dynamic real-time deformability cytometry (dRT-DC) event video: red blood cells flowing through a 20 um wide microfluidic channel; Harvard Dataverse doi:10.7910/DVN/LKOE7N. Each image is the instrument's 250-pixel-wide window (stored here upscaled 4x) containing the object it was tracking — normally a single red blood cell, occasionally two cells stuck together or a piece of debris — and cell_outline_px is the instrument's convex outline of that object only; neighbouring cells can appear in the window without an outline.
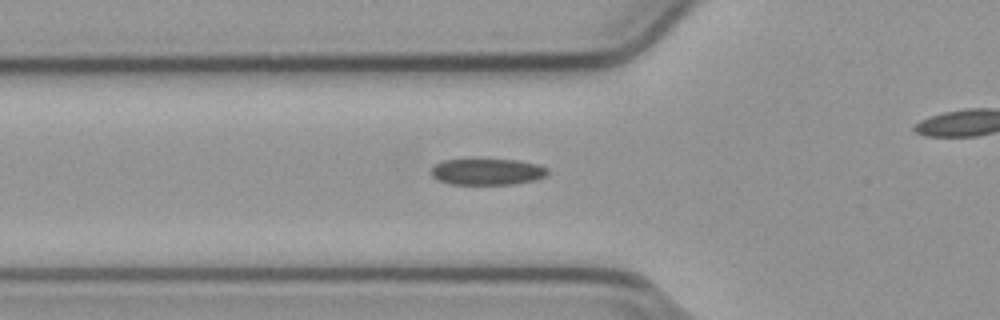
{"species": "common noctule bat (a hibernating species)", "species_latin": "Nyctalus noctula", "temperature_condition": "cold", "stored_images_in_passage": 30, "camera_frame_rate_fps": 3000, "um_per_image_px": 0.085, "animal": {"sex": "male", "body_mass_g": 23.1, "forearm_length_mm": 52.7}, "frame": {"image": 1, "passage_image": 5, "time_ms": 1.333, "image_size_px": [1000, 320], "cell_outline_px": [[548, 172], [544, 176], [532, 180], [512, 184], [452, 184], [436, 180], [432, 176], [432, 168], [436, 164], [444, 160], [516, 160], [540, 164], [548, 168]], "centroid_in_image_um": [41.42, 14.6], "position_along_channel_um": 84.4, "area_um2": 17.63}}
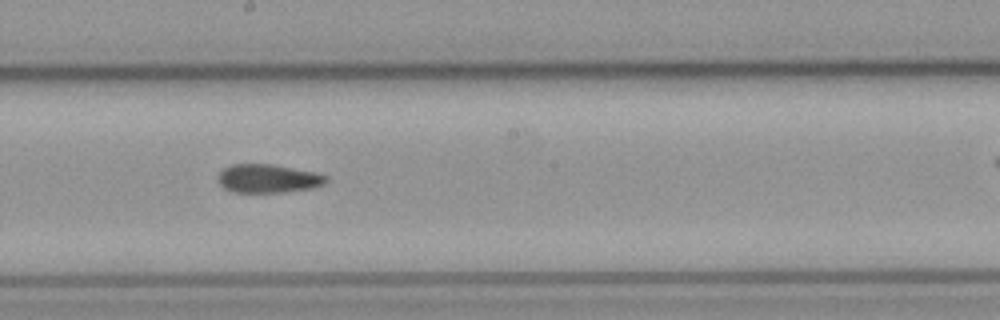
{"frame": {"image": 2, "passage_image": 16, "time_ms": 5.0, "image_size_px": [1000, 320], "cell_outline_px": [[328, 180], [324, 184], [312, 188], [284, 192], [232, 192], [224, 188], [220, 184], [220, 172], [224, 168], [232, 164], [268, 164], [312, 172], [328, 176]], "centroid_in_image_um": [22.79, 15.18], "position_along_channel_um": 225.4, "area_um2": 17.63}}
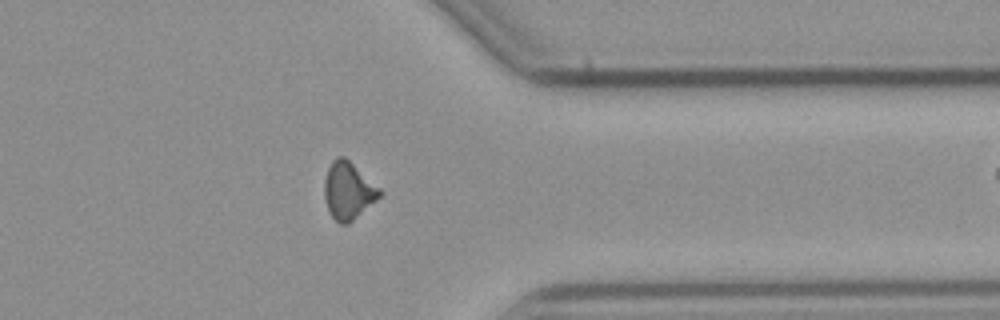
{"frame": {"image": 3, "passage_image": 29, "time_ms": 9.333, "image_size_px": [1000, 320], "cell_outline_px": [[384, 192], [376, 200], [348, 224], [340, 224], [332, 216], [328, 208], [324, 196], [324, 180], [328, 168], [332, 160], [336, 156], [344, 156], [380, 188]], "centroid_in_image_um": [29.59, 16.19], "position_along_channel_um": 381.8, "area_um2": 18.26}}